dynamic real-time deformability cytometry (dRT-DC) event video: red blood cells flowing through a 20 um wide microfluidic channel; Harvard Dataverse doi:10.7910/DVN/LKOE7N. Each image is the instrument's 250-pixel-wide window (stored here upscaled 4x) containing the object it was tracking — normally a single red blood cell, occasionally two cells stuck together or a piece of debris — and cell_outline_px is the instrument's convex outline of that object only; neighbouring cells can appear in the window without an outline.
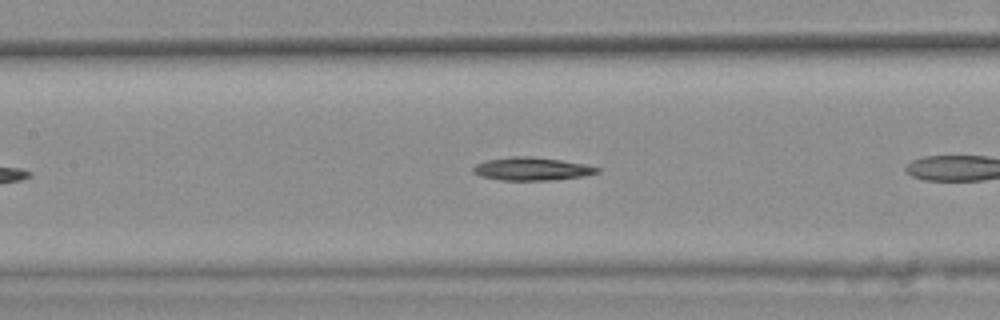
{"species": "common noctule bat (a hibernating species)", "species_latin": "Nyctalus noctula", "temperature_condition": "warm", "stored_images_in_passage": 22, "camera_frame_rate_fps": 3000, "um_per_image_px": 0.085, "animal": {"sex": "female", "body_mass_g": 25.1}, "frame": {"image": 1, "passage_image": 10, "time_ms": 3.0, "image_size_px": [1000, 320], "cell_outline_px": [[600, 172], [584, 176], [552, 180], [500, 180], [480, 176], [472, 172], [472, 168], [476, 164], [488, 160], [512, 156], [532, 156], [560, 160], [584, 164], [600, 168]], "centroid_in_image_um": [45.2, 14.35], "position_along_channel_um": 162.2, "area_um2": 16.65}}